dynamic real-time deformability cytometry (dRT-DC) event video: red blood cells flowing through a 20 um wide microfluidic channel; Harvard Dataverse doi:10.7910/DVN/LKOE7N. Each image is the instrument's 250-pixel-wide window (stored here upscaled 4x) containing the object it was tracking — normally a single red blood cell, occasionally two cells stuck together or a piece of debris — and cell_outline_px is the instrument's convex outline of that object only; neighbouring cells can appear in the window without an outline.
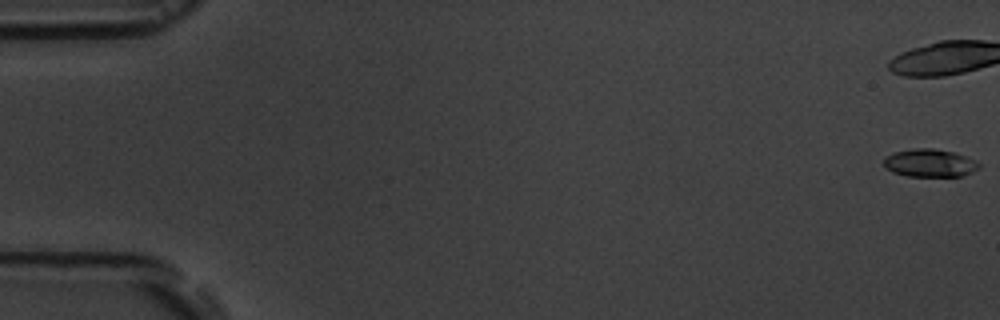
{"species": "common noctule bat (a hibernating species)", "species_latin": "Nyctalus noctula", "temperature_condition": "room temperature", "stored_images_in_passage": 17, "camera_frame_rate_fps": 3000, "um_per_image_px": 0.085, "animal": {"sex": "male", "body_mass_g": 19.5, "forearm_length_mm": 54.6}, "frame": {"image": 1, "passage_image": 1, "time_ms": 0.0, "image_size_px": [1000, 320], "cell_outline_px": [[980, 168], [972, 172], [960, 176], [908, 176], [892, 172], [884, 168], [884, 160], [892, 152], [912, 148], [932, 148], [956, 152], [976, 160], [980, 164]], "centroid_in_image_um": [79.04, 13.85], "position_along_channel_um": 6.0, "area_um2": 15.66}}
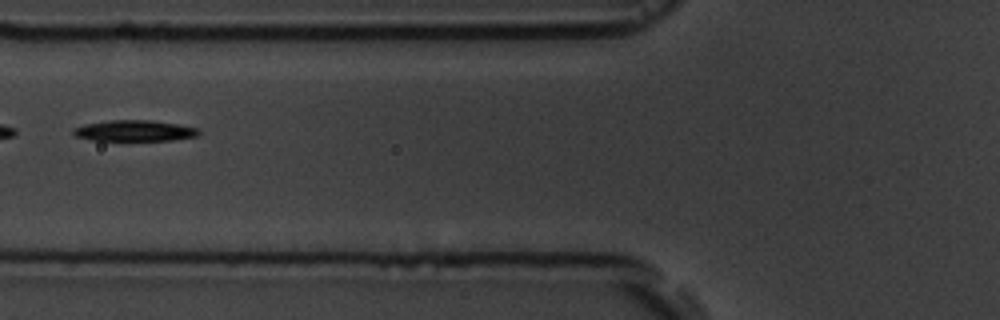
{"frame": {"image": 2, "passage_image": 8, "time_ms": 8.0, "image_size_px": [1000, 320], "cell_outline_px": [[200, 132], [196, 136], [172, 140], [92, 140], [76, 136], [72, 132], [72, 128], [84, 124], [108, 120], [152, 120], [180, 124], [196, 128]], "centroid_in_image_um": [11.4, 11.1], "position_along_channel_um": 114.4, "area_um2": 15.32}}
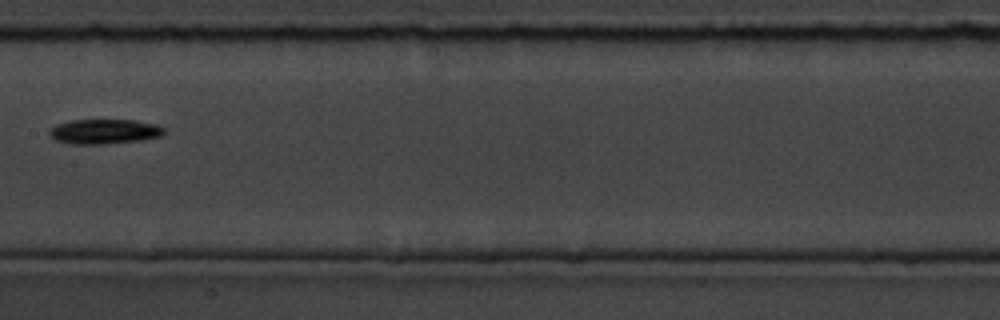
{"frame": {"image": 3, "passage_image": 10, "time_ms": 10.333, "image_size_px": [1000, 320], "cell_outline_px": [[164, 132], [160, 136], [140, 140], [100, 144], [72, 144], [56, 140], [48, 136], [48, 132], [56, 124], [72, 120], [136, 120], [160, 124], [164, 128]], "centroid_in_image_um": [8.87, 11.17], "position_along_channel_um": 198.5, "area_um2": 16.59}, "authors_computed_cell_mechanics": {"area_um2": 15.317, "velocity_mm_per_s": 3.618, "shape_relaxation_time_tau1_ms": 2.0796, "shape_relaxation_time_tau2_ms": null, "deformation_change_tau1": 0.115, "deformation_change_tau2": null}}